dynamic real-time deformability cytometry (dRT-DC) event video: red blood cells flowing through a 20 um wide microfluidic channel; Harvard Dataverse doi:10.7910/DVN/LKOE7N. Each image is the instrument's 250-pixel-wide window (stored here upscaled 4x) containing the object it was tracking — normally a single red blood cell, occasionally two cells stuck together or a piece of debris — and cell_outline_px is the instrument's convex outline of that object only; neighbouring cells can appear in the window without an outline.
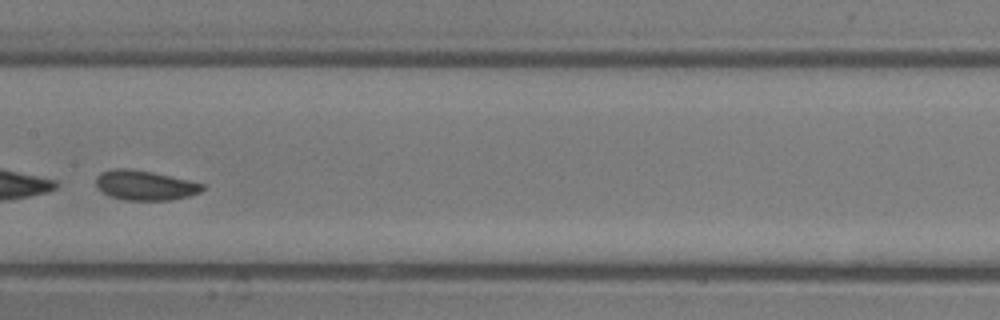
{"species": "common noctule bat (a hibernating species)", "species_latin": "Nyctalus noctula", "temperature_condition": "room temperature", "stored_images_in_passage": 38, "camera_frame_rate_fps": 3000, "um_per_image_px": 0.085, "animal": {"sex": "male", "body_mass_g": 13.3}, "frame": {"image": 1, "passage_image": 19, "time_ms": 6.0, "image_size_px": [1000, 320], "cell_outline_px": [[204, 188], [200, 192], [188, 196], [168, 200], [124, 200], [112, 196], [96, 188], [96, 176], [100, 172], [116, 168], [128, 168], [152, 172], [188, 180], [204, 184]], "centroid_in_image_um": [12.29, 15.74], "position_along_channel_um": 195.1, "area_um2": 18.32}}
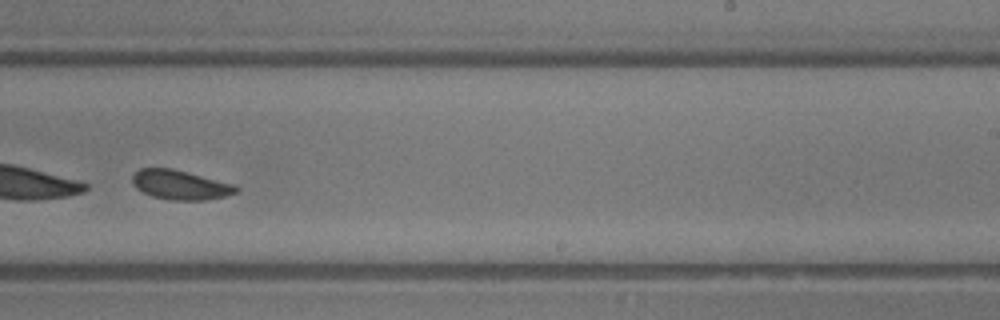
{"frame": {"image": 2, "passage_image": 24, "time_ms": 7.667, "image_size_px": [1000, 320], "cell_outline_px": [[240, 188], [236, 192], [224, 196], [204, 200], [172, 200], [152, 196], [136, 188], [132, 184], [132, 176], [140, 168], [172, 168], [236, 184]], "centroid_in_image_um": [15.33, 15.7], "position_along_channel_um": 273.7, "area_um2": 17.8}, "authors_computed_cell_mechanics": {"area_um2": 18.9873, "velocity_mm_per_s": 4.7417, "shape_relaxation_time_tau1_ms": 0.2635, "shape_relaxation_time_tau2_ms": 1.7645, "deformation_change_tau1": 0.2323, "deformation_change_tau2": 0.0725}}